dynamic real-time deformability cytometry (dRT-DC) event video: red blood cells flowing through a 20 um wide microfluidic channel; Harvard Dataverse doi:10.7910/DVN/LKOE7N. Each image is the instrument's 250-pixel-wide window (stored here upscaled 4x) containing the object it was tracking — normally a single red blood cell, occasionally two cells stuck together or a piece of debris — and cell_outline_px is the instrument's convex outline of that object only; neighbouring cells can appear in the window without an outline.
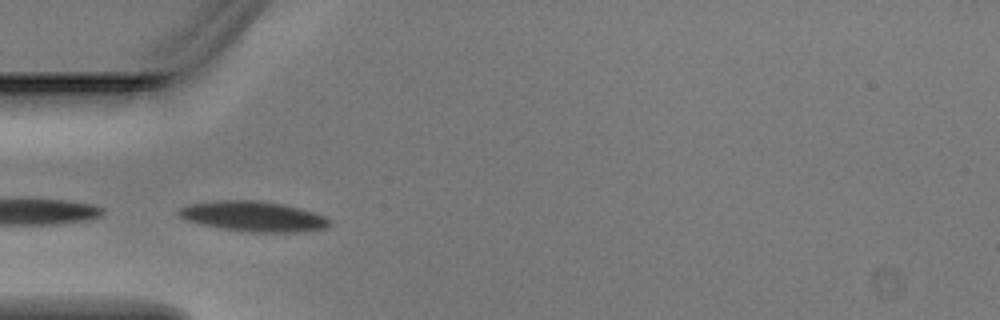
{"species": "Egyptian fruit bat (a non-hibernating species)", "species_latin": "Rousettus aegyptiacus", "temperature_condition": "warm", "stored_images_in_passage": 2, "camera_frame_rate_fps": 3000, "um_per_image_px": 0.085, "animal": {"sex": "male"}, "frame": {"image": 1, "passage_image": 2, "time_ms": 0.333, "image_size_px": [1000, 320], "cell_outline_px": [[328, 224], [324, 228], [292, 232], [252, 232], [220, 228], [188, 220], [176, 216], [176, 212], [180, 208], [188, 204], [216, 200], [260, 200], [284, 204], [300, 208], [324, 216], [328, 220]], "centroid_in_image_um": [21.46, 18.37], "position_along_channel_um": 63.5, "area_um2": 26.3}}